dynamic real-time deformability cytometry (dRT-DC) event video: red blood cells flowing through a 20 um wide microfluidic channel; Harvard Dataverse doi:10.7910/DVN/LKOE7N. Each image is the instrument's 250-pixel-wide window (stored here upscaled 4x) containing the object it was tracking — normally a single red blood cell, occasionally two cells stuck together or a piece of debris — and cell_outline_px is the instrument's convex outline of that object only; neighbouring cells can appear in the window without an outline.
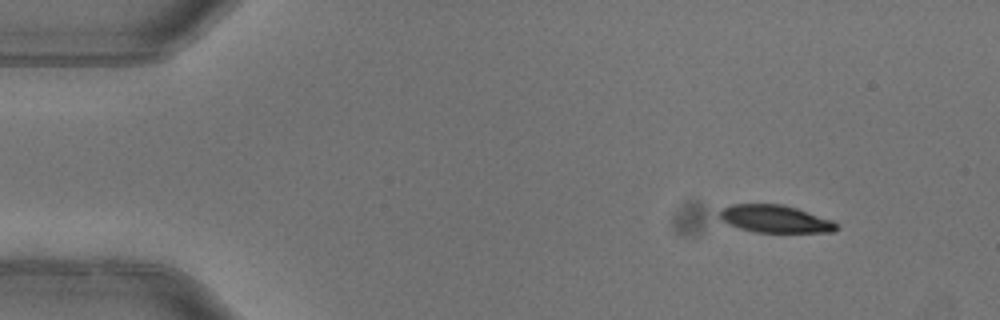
{"species": "common noctule bat (a hibernating species)", "species_latin": "Nyctalus noctula", "temperature_condition": "warm", "stored_images_in_passage": 3, "camera_frame_rate_fps": 3000, "um_per_image_px": 0.085, "animal": {"sex": "female"}, "frame": {"image": 1, "passage_image": 3, "time_ms": 0.667, "image_size_px": [1000, 320], "cell_outline_px": [[836, 228], [832, 232], [756, 232], [740, 228], [728, 224], [720, 220], [720, 212], [724, 208], [732, 204], [784, 204], [832, 220], [836, 224]], "centroid_in_image_um": [65.85, 18.6], "position_along_channel_um": 19.1, "area_um2": 18.5}}